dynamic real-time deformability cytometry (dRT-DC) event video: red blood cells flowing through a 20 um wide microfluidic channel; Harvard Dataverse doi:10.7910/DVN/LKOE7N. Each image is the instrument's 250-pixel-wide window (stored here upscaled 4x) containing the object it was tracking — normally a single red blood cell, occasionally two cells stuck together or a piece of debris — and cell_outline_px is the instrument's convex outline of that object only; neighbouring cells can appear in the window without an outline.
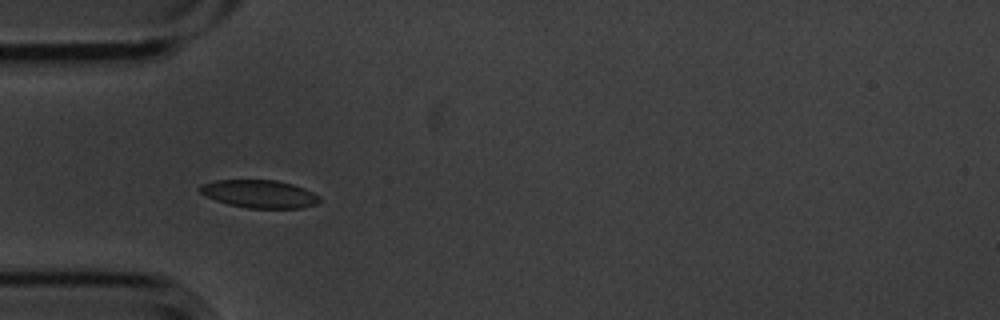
{"species": "common noctule bat (a hibernating species)", "species_latin": "Nyctalus noctula", "temperature_condition": "cold", "stored_images_in_passage": 8, "camera_frame_rate_fps": 3000, "um_per_image_px": 0.085, "animal": {"sex": "male", "body_mass_g": 20.1, "forearm_length_mm": 53.5}, "frame": {"image": 1, "passage_image": 6, "time_ms": 1.667, "image_size_px": [1000, 320], "cell_outline_px": [[320, 200], [316, 204], [300, 208], [248, 208], [228, 204], [204, 196], [196, 188], [200, 184], [216, 180], [276, 180], [292, 184], [304, 188], [320, 196]], "centroid_in_image_um": [22.01, 16.48], "position_along_channel_um": 63.0, "area_um2": 19.54}}
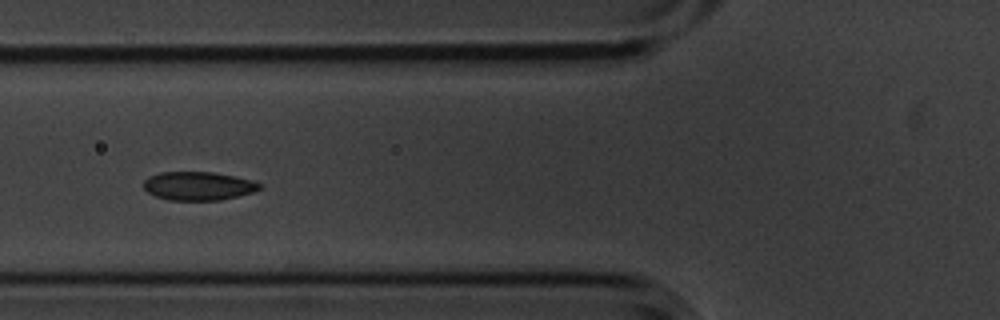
{"frame": {"image": 2, "passage_image": 7, "time_ms": 2.0, "image_size_px": [1000, 320], "cell_outline_px": [[264, 188], [252, 192], [220, 200], [168, 200], [156, 196], [148, 192], [144, 188], [144, 180], [148, 176], [160, 172], [212, 172], [252, 180], [260, 184]], "centroid_in_image_um": [16.84, 15.8], "position_along_channel_um": 109.0, "area_um2": 19.19}}
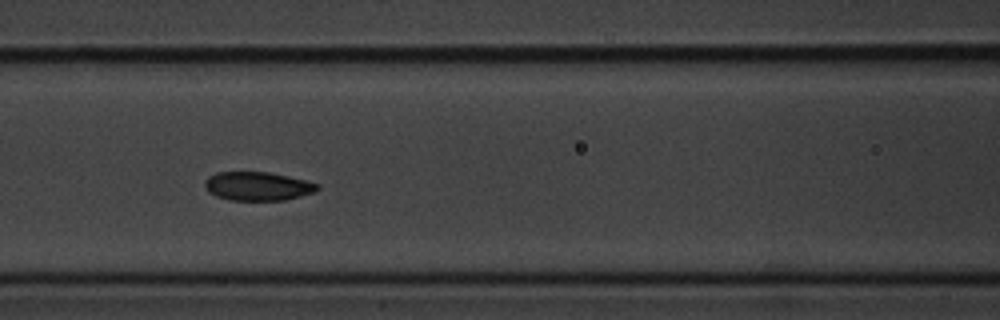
{"frame": {"image": 3, "passage_image": 8, "time_ms": 2.333, "image_size_px": [1000, 320], "cell_outline_px": [[320, 188], [312, 192], [300, 196], [284, 200], [228, 200], [216, 196], [208, 192], [204, 188], [204, 180], [208, 176], [216, 172], [268, 172], [288, 176], [320, 184]], "centroid_in_image_um": [21.85, 15.82], "position_along_channel_um": 144.8, "area_um2": 18.9}}